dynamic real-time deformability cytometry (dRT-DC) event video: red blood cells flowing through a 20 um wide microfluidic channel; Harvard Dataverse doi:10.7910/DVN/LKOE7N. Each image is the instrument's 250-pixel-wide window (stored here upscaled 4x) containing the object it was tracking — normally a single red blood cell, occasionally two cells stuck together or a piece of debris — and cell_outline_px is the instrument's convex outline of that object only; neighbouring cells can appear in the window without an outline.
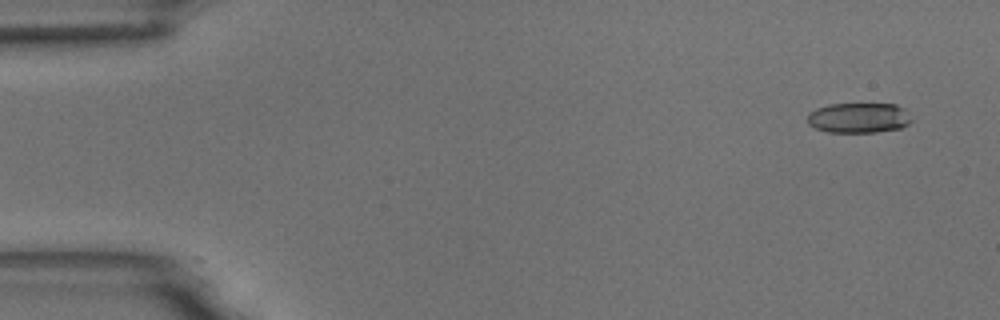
{"species": "common noctule bat (a hibernating species)", "species_latin": "Nyctalus noctula", "temperature_condition": "room temperature", "stored_images_in_passage": 6, "camera_frame_rate_fps": 3000, "um_per_image_px": 0.085, "animal": {"sex": "male", "body_mass_g": 18.8}, "frame": {"image": 1, "passage_image": 6, "time_ms": 6.667, "image_size_px": [1000, 320], "cell_outline_px": [[912, 120], [908, 124], [900, 128], [876, 132], [828, 132], [816, 128], [808, 124], [808, 112], [816, 108], [828, 104], [896, 104], [904, 108]], "centroid_in_image_um": [72.98, 10.01], "position_along_channel_um": 12.0, "area_um2": 18.32}}